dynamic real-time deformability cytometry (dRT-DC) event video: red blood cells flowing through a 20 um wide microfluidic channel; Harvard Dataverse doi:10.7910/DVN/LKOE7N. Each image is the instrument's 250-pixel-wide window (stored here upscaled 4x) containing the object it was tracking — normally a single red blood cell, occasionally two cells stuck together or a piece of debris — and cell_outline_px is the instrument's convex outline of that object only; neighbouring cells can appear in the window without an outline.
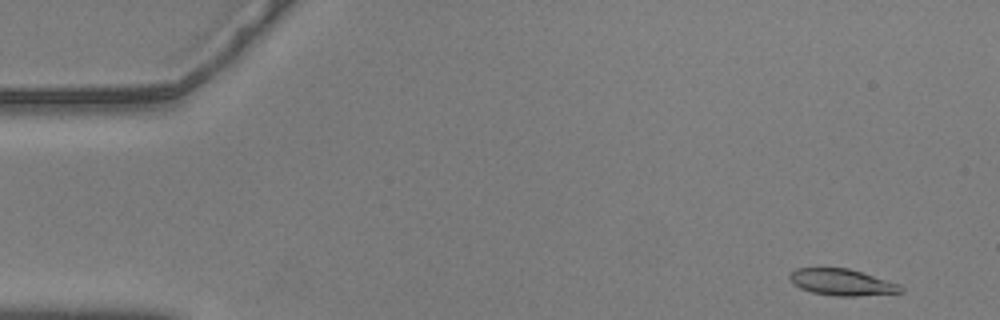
{"species": "common noctule bat (a hibernating species)", "species_latin": "Nyctalus noctula", "temperature_condition": "warm", "stored_images_in_passage": 54, "camera_frame_rate_fps": 3000, "um_per_image_px": 0.085, "animal": {"sex": "male", "body_mass_g": 20.5, "forearm_length_mm": 52.5}, "frame": {"image": 1, "passage_image": 1, "time_ms": 0.0, "image_size_px": [1000, 320], "cell_outline_px": [[904, 292], [856, 296], [836, 296], [812, 292], [800, 288], [792, 284], [788, 280], [788, 272], [796, 268], [848, 268], [900, 284], [904, 288]], "centroid_in_image_um": [71.52, 23.99], "position_along_channel_um": 13.5, "area_um2": 17.28}}
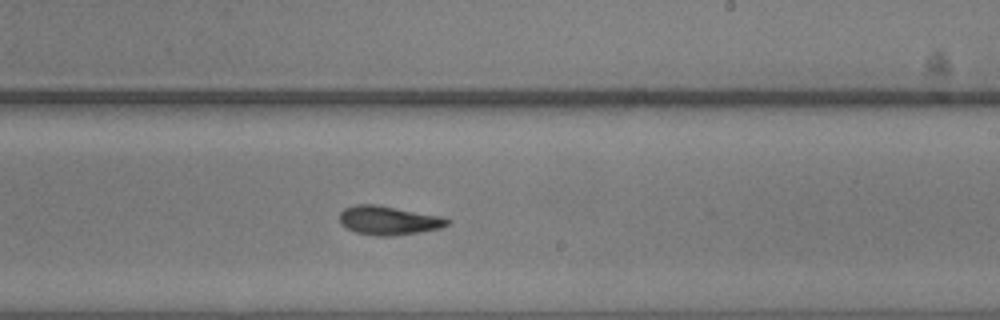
{"frame": {"image": 2, "passage_image": 31, "time_ms": 10.0, "image_size_px": [1000, 320], "cell_outline_px": [[452, 220], [448, 224], [440, 228], [420, 232], [392, 236], [376, 236], [356, 232], [340, 224], [340, 212], [344, 208], [352, 204], [376, 204], [440, 216]], "centroid_in_image_um": [33.01, 18.73], "position_along_channel_um": 256.0, "area_um2": 18.15}}
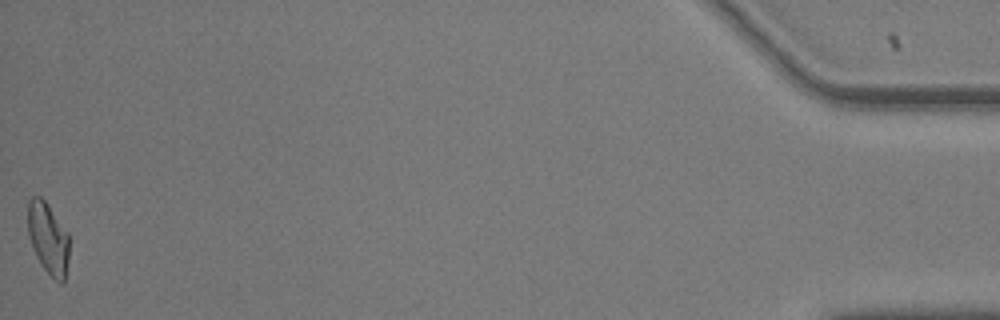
{"frame": {"image": 3, "passage_image": 54, "time_ms": 17.667, "image_size_px": [1000, 320], "cell_outline_px": [[68, 260], [64, 284], [60, 284], [44, 268], [36, 256], [28, 236], [28, 200], [32, 196], [40, 196], [44, 200], [68, 232]], "centroid_in_image_um": [4.09, 20.26], "position_along_channel_um": 431.1, "area_um2": 17.11}, "authors_computed_cell_mechanics": {"area_um2": 17.7446, "velocity_mm_per_s": 3.5723, "shape_relaxation_time_tau1_ms": null, "shape_relaxation_time_tau2_ms": 3.5039, "deformation_change_tau1": null, "deformation_change_tau2": 0.1027}}